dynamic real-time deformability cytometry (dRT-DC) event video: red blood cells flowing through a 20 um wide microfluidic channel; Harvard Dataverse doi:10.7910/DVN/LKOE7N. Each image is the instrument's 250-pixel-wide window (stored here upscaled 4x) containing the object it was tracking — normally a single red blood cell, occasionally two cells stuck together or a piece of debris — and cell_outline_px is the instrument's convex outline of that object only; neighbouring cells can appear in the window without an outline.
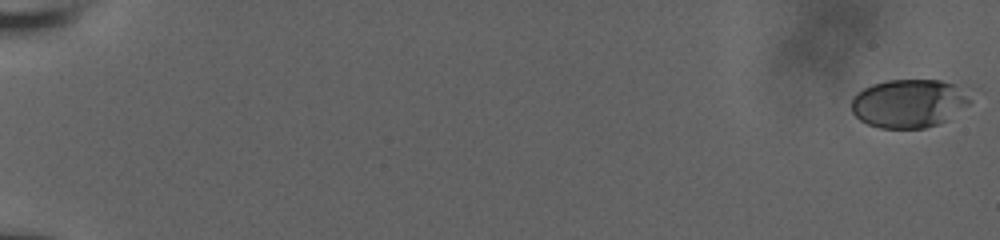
{"species": "human", "species_latin": "Homo sapiens", "temperature_condition": "room temperature", "stored_images_in_passage": 58, "camera_frame_rate_fps": 3000, "um_per_image_px": 0.085, "donor": {"sex": "male"}, "frame": {"image": 1, "passage_image": 1, "time_ms": 0.0, "image_size_px": [1000, 240], "cell_outline_px": [[972, 100], [968, 104], [948, 120], [940, 124], [924, 128], [880, 128], [868, 124], [860, 120], [852, 112], [852, 96], [856, 92], [872, 84], [888, 80], [940, 80], [956, 84]], "centroid_in_image_um": [77.23, 8.79], "position_along_channel_um": 7.8, "area_um2": 33.58}}
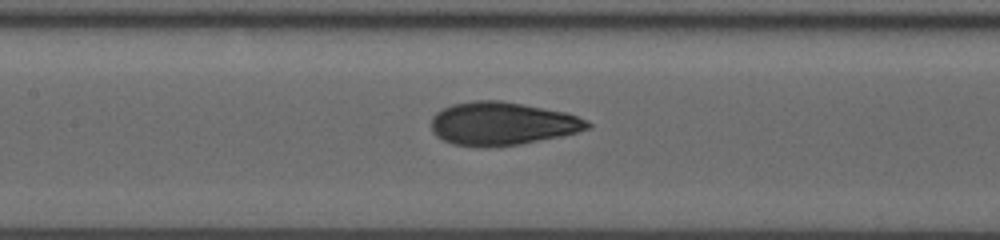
{"frame": {"image": 2, "passage_image": 31, "time_ms": 10.0, "image_size_px": [1000, 240], "cell_outline_px": [[592, 128], [560, 136], [520, 144], [484, 148], [480, 148], [452, 144], [436, 136], [432, 132], [432, 116], [436, 112], [452, 104], [472, 100], [500, 100], [564, 112], [576, 116], [592, 124]], "centroid_in_image_um": [42.64, 10.52], "position_along_channel_um": 164.8, "area_um2": 39.3}}
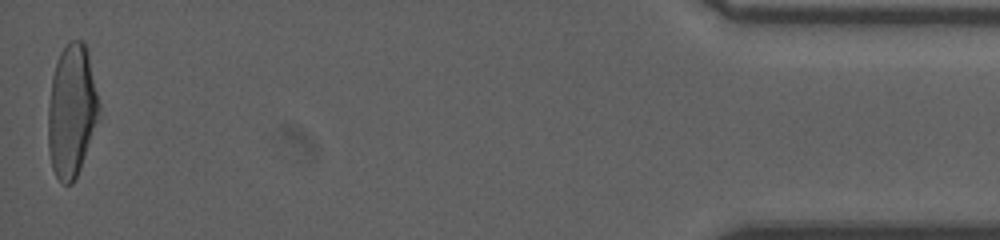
{"frame": {"image": 3, "passage_image": 58, "time_ms": 19.0, "image_size_px": [1000, 240], "cell_outline_px": [[100, 120], [80, 168], [72, 184], [64, 184], [56, 176], [52, 168], [48, 148], [48, 104], [52, 76], [60, 52], [68, 40], [84, 40], [88, 52], [100, 104]], "centroid_in_image_um": [6.11, 9.41], "position_along_channel_um": 429.1, "area_um2": 39.88}, "authors_computed_cell_mechanics": {"area_um2": 38.0324, "velocity_mm_per_s": 3.8483, "shape_relaxation_time_tau1_ms": 5.5568, "shape_relaxation_time_tau2_ms": 0.8863, "deformation_change_tau1": 0.2056, "deformation_change_tau2": 0.0654}}